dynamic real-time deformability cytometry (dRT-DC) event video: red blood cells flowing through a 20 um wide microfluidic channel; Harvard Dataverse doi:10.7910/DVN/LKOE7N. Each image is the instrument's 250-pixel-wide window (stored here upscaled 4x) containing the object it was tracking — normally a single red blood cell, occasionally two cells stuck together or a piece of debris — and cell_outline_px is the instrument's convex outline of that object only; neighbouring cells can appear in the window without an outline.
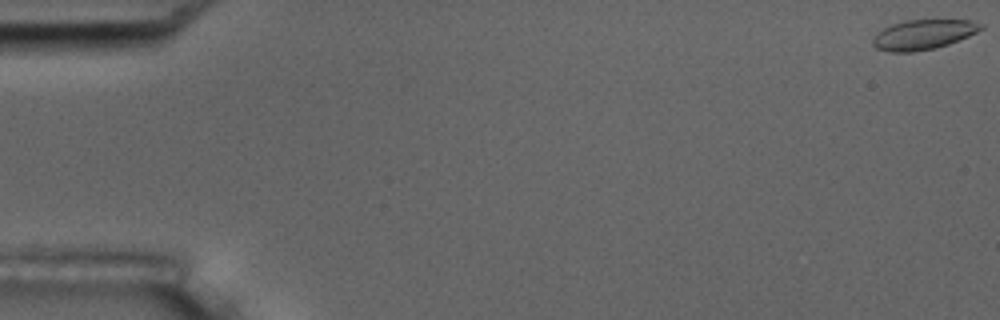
{"species": "common noctule bat (a hibernating species)", "species_latin": "Nyctalus noctula", "temperature_condition": "room temperature", "stored_images_in_passage": 6, "camera_frame_rate_fps": 3000, "um_per_image_px": 0.085, "animal": {"sex": "male", "body_mass_g": 17.5, "forearm_length_mm": 52.3}, "frame": {"image": 1, "passage_image": 1, "time_ms": 0.0, "image_size_px": [1000, 320], "cell_outline_px": [[984, 28], [968, 36], [948, 44], [936, 48], [912, 52], [888, 52], [876, 48], [872, 44], [872, 40], [884, 28], [892, 24], [904, 20], [972, 20], [984, 24]], "centroid_in_image_um": [78.5, 2.94], "position_along_channel_um": 6.5, "area_um2": 18.73}}
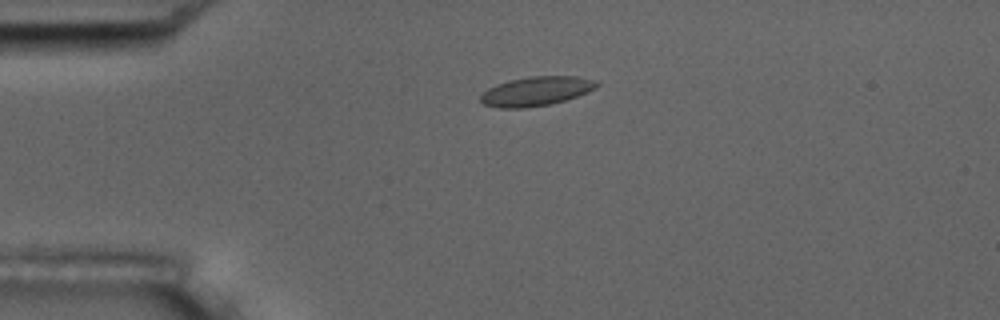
{"frame": {"image": 2, "passage_image": 4, "time_ms": 4.333, "image_size_px": [1000, 320], "cell_outline_px": [[600, 84], [596, 88], [588, 92], [564, 100], [548, 104], [524, 108], [500, 108], [484, 104], [480, 100], [480, 96], [488, 88], [496, 84], [528, 76], [576, 76], [596, 80]], "centroid_in_image_um": [45.59, 7.74], "position_along_channel_um": 39.4, "area_um2": 19.65}}